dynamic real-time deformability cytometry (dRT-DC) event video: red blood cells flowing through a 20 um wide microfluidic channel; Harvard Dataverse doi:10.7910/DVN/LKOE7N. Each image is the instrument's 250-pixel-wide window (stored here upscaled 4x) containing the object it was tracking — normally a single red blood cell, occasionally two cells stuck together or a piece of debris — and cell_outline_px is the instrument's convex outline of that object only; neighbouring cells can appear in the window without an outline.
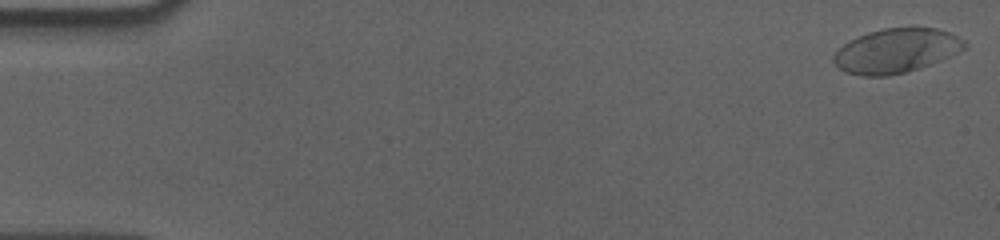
{"species": "human", "species_latin": "Homo sapiens", "temperature_condition": "cold", "stored_images_in_passage": 58, "camera_frame_rate_fps": 3000, "um_per_image_px": 0.085, "donor": {"sex": "male"}, "frame": {"image": 1, "passage_image": 1, "time_ms": 0.0, "image_size_px": [1000, 240], "cell_outline_px": [[968, 44], [964, 48], [940, 60], [920, 68], [888, 76], [864, 76], [848, 72], [840, 68], [832, 60], [832, 56], [844, 44], [868, 32], [884, 28], [912, 24], [916, 24], [936, 28], [948, 32], [964, 40]], "centroid_in_image_um": [76.2, 4.27], "position_along_channel_um": 8.8, "area_um2": 33.99}}
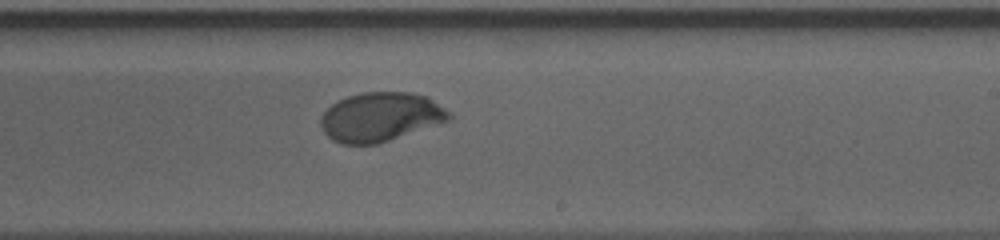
{"frame": {"image": 2, "passage_image": 35, "time_ms": 11.333, "image_size_px": [1000, 240], "cell_outline_px": [[452, 116], [448, 120], [376, 144], [340, 144], [332, 140], [324, 132], [320, 124], [320, 116], [332, 104], [348, 96], [360, 92], [412, 92], [428, 96], [444, 108]], "centroid_in_image_um": [32.3, 9.92], "position_along_channel_um": 256.7, "area_um2": 36.36}}
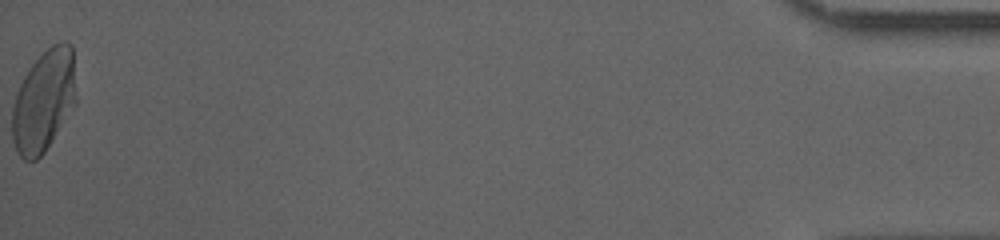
{"frame": {"image": 3, "passage_image": 58, "time_ms": 19.0, "image_size_px": [1000, 240], "cell_outline_px": [[76, 104], [44, 152], [36, 160], [24, 160], [20, 156], [12, 140], [12, 108], [16, 92], [24, 76], [32, 64], [52, 44], [60, 40], [68, 40], [72, 44], [76, 96]], "centroid_in_image_um": [3.73, 8.54], "position_along_channel_um": 431.5, "area_um2": 38.03}, "authors_computed_cell_mechanics": {"area_um2": 36.3562, "velocity_mm_per_s": 3.5439, "shape_relaxation_time_tau1_ms": 3.6999, "shape_relaxation_time_tau2_ms": null, "deformation_change_tau1": 0.162, "deformation_change_tau2": null}}